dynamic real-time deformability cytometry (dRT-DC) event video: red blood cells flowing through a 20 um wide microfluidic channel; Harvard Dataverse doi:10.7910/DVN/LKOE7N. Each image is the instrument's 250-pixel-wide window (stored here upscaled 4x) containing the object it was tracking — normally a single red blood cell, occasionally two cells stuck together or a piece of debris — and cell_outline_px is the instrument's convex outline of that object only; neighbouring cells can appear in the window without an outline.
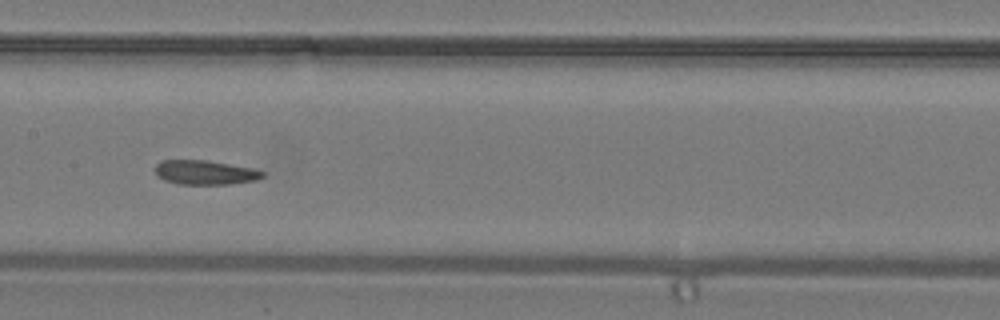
{"species": "common noctule bat (a hibernating species)", "species_latin": "Nyctalus noctula", "temperature_condition": "warm", "stored_images_in_passage": 29, "camera_frame_rate_fps": 3000, "um_per_image_px": 0.085, "animal": {"sex": "male", "body_mass_g": 19.2, "forearm_length_mm": 51.8}, "frame": {"image": 1, "passage_image": 9, "time_ms": 2.667, "image_size_px": [1000, 320], "cell_outline_px": [[264, 176], [256, 180], [228, 184], [176, 184], [164, 180], [156, 172], [156, 164], [160, 160], [208, 160], [252, 168], [264, 172]], "centroid_in_image_um": [17.43, 14.65], "position_along_channel_um": 190.0, "area_um2": 15.14}}
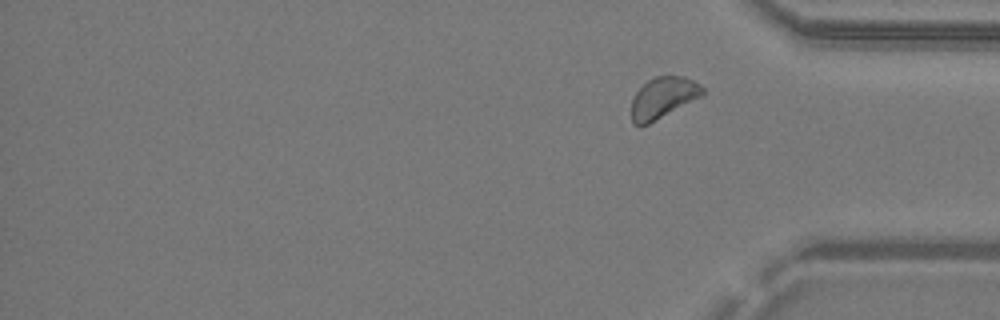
{"frame": {"image": 2, "passage_image": 29, "time_ms": 9.333, "image_size_px": [1000, 320], "cell_outline_px": [[704, 96], [640, 128], [632, 124], [632, 100], [636, 92], [648, 80], [656, 76], [684, 76], [700, 84], [704, 88]], "centroid_in_image_um": [56.38, 8.33], "position_along_channel_um": 378.8, "area_um2": 17.22}}